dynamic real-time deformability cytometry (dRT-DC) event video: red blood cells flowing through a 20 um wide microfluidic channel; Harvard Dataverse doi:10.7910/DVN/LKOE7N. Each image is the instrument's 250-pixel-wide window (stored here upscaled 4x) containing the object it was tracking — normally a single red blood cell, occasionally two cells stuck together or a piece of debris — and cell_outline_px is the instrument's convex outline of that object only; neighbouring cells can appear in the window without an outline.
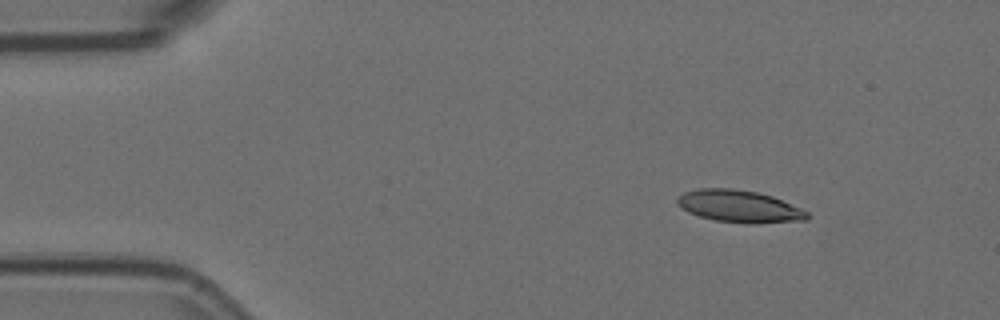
{"species": "Egyptian fruit bat (a non-hibernating species)", "species_latin": "Rousettus aegyptiacus", "temperature_condition": "room temperature", "stored_images_in_passage": 4, "camera_frame_rate_fps": 3000, "um_per_image_px": 0.085, "animal": {"sex": "female"}, "frame": {"image": 1, "passage_image": 1, "time_ms": 0.0, "image_size_px": [1000, 320], "cell_outline_px": [[812, 216], [808, 220], [756, 224], [744, 224], [716, 220], [700, 216], [688, 212], [676, 204], [676, 200], [684, 192], [700, 188], [732, 188], [756, 192], [772, 196], [800, 208], [808, 212]], "centroid_in_image_um": [62.87, 17.55], "position_along_channel_um": 22.1, "area_um2": 24.51}}
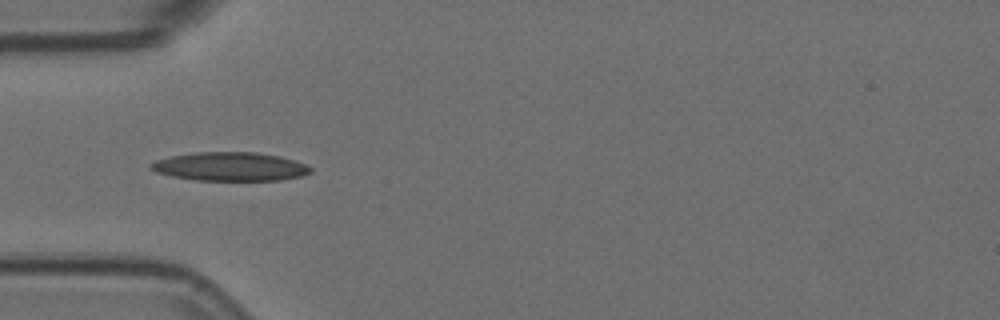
{"frame": {"image": 2, "passage_image": 4, "time_ms": 1.0, "image_size_px": [1000, 320], "cell_outline_px": [[312, 172], [300, 176], [280, 180], [196, 180], [172, 176], [156, 172], [148, 168], [148, 164], [156, 160], [172, 156], [196, 152], [256, 152], [280, 156], [304, 164], [312, 168]], "centroid_in_image_um": [19.53, 14.16], "position_along_channel_um": 65.5, "area_um2": 26.59}}